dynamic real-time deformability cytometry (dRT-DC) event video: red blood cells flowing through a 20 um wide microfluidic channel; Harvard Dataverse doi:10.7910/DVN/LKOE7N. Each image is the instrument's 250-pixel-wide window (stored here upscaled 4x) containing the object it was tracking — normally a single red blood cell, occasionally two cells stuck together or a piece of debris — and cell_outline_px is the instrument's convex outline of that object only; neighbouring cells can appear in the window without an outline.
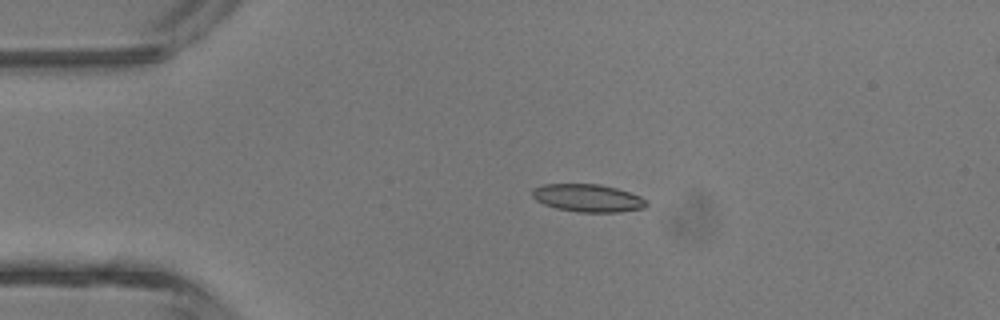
{"species": "common noctule bat (a hibernating species)", "species_latin": "Nyctalus noctula", "temperature_condition": "room temperature", "stored_images_in_passage": 3, "camera_frame_rate_fps": 3000, "um_per_image_px": 0.085, "animal": {"sex": "male", "body_mass_g": 13.3}, "frame": {"image": 1, "passage_image": 1, "time_ms": 0.0, "image_size_px": [1000, 320], "cell_outline_px": [[648, 204], [644, 208], [620, 212], [580, 212], [556, 208], [544, 204], [536, 200], [532, 196], [532, 188], [544, 184], [600, 184], [616, 188], [640, 196], [648, 200]], "centroid_in_image_um": [49.97, 16.83], "position_along_channel_um": 35.0, "area_um2": 18.5}}
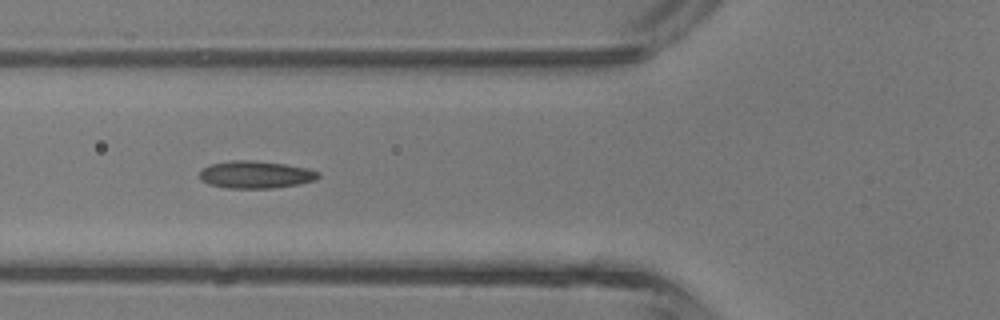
{"frame": {"image": 2, "passage_image": 3, "time_ms": 2.333, "image_size_px": [1000, 320], "cell_outline_px": [[320, 176], [316, 180], [300, 184], [272, 188], [228, 188], [208, 184], [200, 180], [200, 168], [208, 164], [232, 160], [256, 160], [284, 164], [308, 168], [320, 172]], "centroid_in_image_um": [21.71, 14.83], "position_along_channel_um": 104.1, "area_um2": 19.25}}